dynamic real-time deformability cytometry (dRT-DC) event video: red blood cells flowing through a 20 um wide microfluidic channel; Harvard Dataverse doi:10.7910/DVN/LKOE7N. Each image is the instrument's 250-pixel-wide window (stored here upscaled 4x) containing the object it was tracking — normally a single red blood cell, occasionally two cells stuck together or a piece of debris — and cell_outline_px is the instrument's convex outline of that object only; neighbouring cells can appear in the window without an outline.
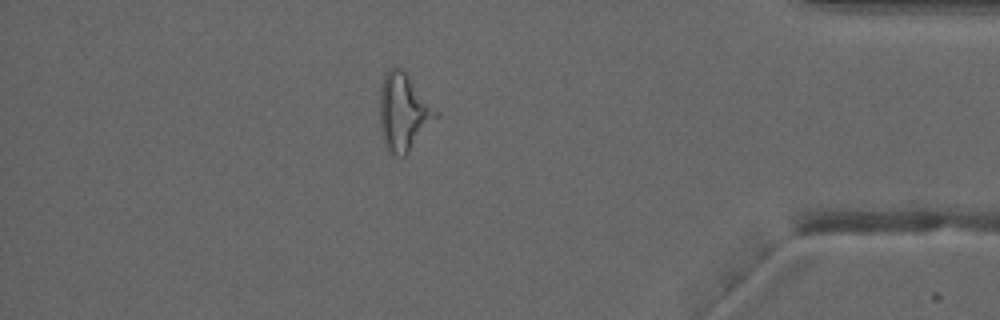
{"species": "common noctule bat (a hibernating species)", "species_latin": "Nyctalus noctula", "temperature_condition": "warm", "stored_images_in_passage": 52, "camera_frame_rate_fps": 3000, "um_per_image_px": 0.085, "animal": {"sex": "male", "forearm_length_mm": 52.5}, "frame": {"image": 1, "passage_image": 46, "time_ms": 15.0, "image_size_px": [1000, 320], "cell_outline_px": [[440, 116], [408, 152], [404, 156], [396, 156], [388, 152], [384, 144], [380, 128], [380, 88], [384, 76], [392, 68], [404, 68], [440, 112]], "centroid_in_image_um": [34.34, 9.52], "position_along_channel_um": 400.9, "area_um2": 25.72}}